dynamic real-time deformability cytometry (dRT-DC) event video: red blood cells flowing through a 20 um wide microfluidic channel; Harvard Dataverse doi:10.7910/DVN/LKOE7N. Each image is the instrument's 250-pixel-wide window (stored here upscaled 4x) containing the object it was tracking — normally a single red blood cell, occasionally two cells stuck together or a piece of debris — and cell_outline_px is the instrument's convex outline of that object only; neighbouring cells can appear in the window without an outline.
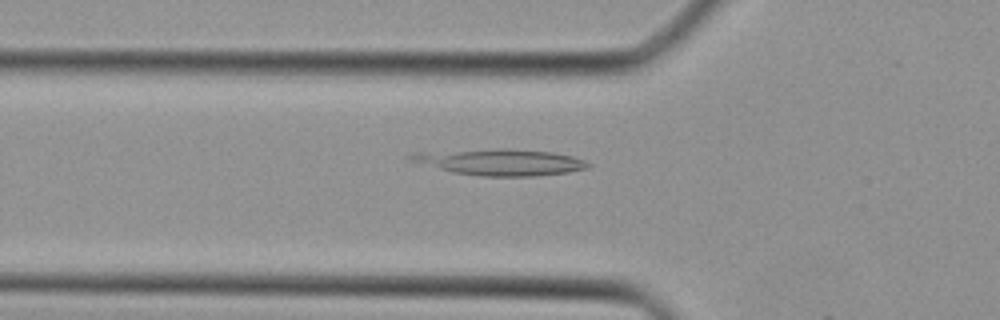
{"species": "Egyptian fruit bat (a non-hibernating species)", "species_latin": "Rousettus aegyptiacus", "temperature_condition": "cold", "stored_images_in_passage": 3, "camera_frame_rate_fps": 3000, "um_per_image_px": 0.085, "animal": {"sex": "female"}, "frame": {"image": 1, "passage_image": 2, "time_ms": 0.333, "image_size_px": [1000, 320], "cell_outline_px": [[592, 164], [588, 168], [568, 172], [536, 176], [480, 176], [452, 172], [408, 160], [408, 156], [412, 152], [496, 148], [508, 148], [552, 152], [572, 156], [584, 160]], "centroid_in_image_um": [42.51, 13.77], "position_along_channel_um": 83.3, "area_um2": 27.46}}